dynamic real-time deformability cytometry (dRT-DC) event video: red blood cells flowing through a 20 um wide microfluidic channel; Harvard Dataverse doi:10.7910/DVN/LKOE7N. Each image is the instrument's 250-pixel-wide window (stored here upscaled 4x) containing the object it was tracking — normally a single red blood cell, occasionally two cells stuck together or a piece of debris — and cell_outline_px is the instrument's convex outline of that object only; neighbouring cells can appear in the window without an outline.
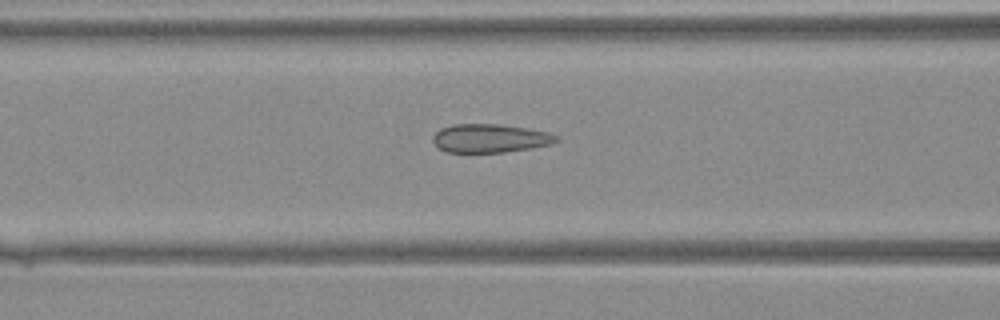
{"species": "Egyptian fruit bat (a non-hibernating species)", "species_latin": "Rousettus aegyptiacus", "temperature_condition": "warm", "stored_images_in_passage": 28, "camera_frame_rate_fps": 3000, "um_per_image_px": 0.085, "animal": {"sex": "female"}, "frame": {"image": 1, "passage_image": 12, "time_ms": 3.667, "image_size_px": [1000, 320], "cell_outline_px": [[560, 140], [552, 144], [532, 148], [504, 152], [444, 152], [432, 140], [432, 136], [440, 128], [452, 124], [500, 124], [552, 132], [560, 136]], "centroid_in_image_um": [41.71, 11.75], "position_along_channel_um": 124.9, "area_um2": 20.81}}
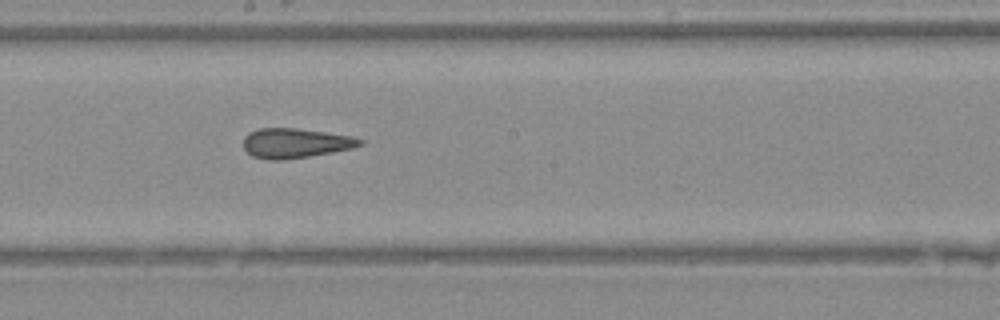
{"frame": {"image": 2, "passage_image": 18, "time_ms": 5.667, "image_size_px": [1000, 320], "cell_outline_px": [[364, 144], [352, 148], [308, 156], [280, 160], [268, 160], [252, 156], [244, 148], [244, 136], [260, 128], [296, 128], [352, 136], [364, 140]], "centroid_in_image_um": [25.11, 12.16], "position_along_channel_um": 223.1, "area_um2": 19.94}}
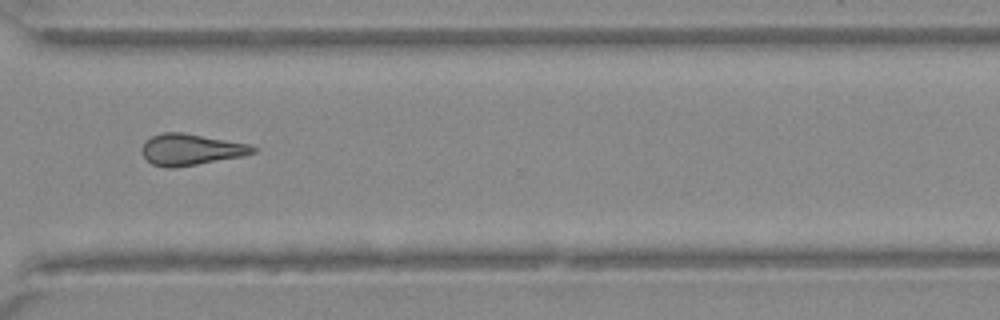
{"frame": {"image": 3, "passage_image": 26, "time_ms": 8.333, "image_size_px": [1000, 320], "cell_outline_px": [[256, 152], [244, 156], [172, 168], [152, 164], [140, 152], [140, 148], [152, 136], [164, 132], [180, 132], [248, 144], [256, 148]], "centroid_in_image_um": [16.21, 12.71], "position_along_channel_um": 354.4, "area_um2": 19.88}}